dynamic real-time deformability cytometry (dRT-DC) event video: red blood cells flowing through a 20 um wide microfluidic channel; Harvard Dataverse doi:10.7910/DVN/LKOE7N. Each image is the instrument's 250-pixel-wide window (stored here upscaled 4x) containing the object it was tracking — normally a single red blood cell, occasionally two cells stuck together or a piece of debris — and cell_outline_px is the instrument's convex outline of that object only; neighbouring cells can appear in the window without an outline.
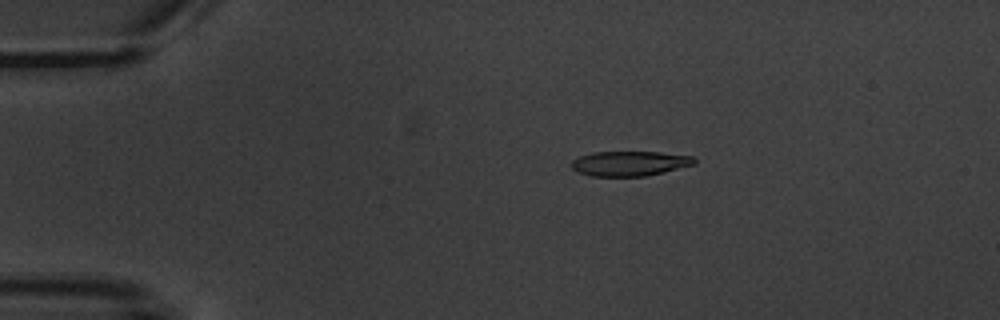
{"species": "common noctule bat (a hibernating species)", "species_latin": "Nyctalus noctula", "temperature_condition": "warm", "stored_images_in_passage": 4, "camera_frame_rate_fps": 3000, "um_per_image_px": 0.085, "animal": {"sex": "male", "body_mass_g": 20.1, "forearm_length_mm": 53.5}, "frame": {"image": 1, "passage_image": 4, "time_ms": 3.667, "image_size_px": [1000, 320], "cell_outline_px": [[696, 164], [664, 172], [644, 176], [592, 176], [580, 172], [572, 168], [572, 160], [580, 156], [592, 152], [660, 152], [692, 156], [696, 160]], "centroid_in_image_um": [53.55, 13.89], "position_along_channel_um": 31.5, "area_um2": 17.69}}